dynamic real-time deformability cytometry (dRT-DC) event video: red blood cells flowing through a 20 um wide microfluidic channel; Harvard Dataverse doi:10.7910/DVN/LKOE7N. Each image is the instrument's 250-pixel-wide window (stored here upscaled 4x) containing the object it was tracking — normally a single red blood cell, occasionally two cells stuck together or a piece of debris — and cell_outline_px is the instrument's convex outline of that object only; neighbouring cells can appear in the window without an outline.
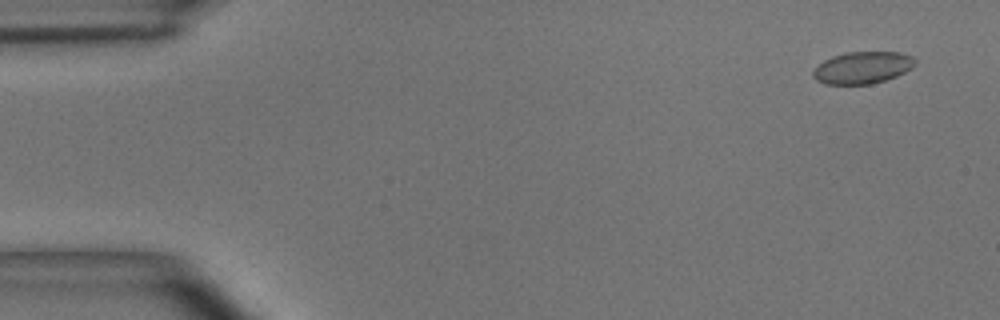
{"species": "common noctule bat (a hibernating species)", "species_latin": "Nyctalus noctula", "temperature_condition": "room temperature", "stored_images_in_passage": 55, "camera_frame_rate_fps": 3000, "um_per_image_px": 0.085, "animal": {"sex": "male", "body_mass_g": 15.6}, "frame": {"image": 1, "passage_image": 3, "time_ms": 0.667, "image_size_px": [1000, 320], "cell_outline_px": [[916, 64], [912, 68], [896, 76], [872, 84], [824, 84], [816, 80], [812, 76], [812, 72], [824, 60], [832, 56], [844, 52], [900, 52], [912, 56], [916, 60]], "centroid_in_image_um": [73.32, 5.74], "position_along_channel_um": 11.7, "area_um2": 19.07}}
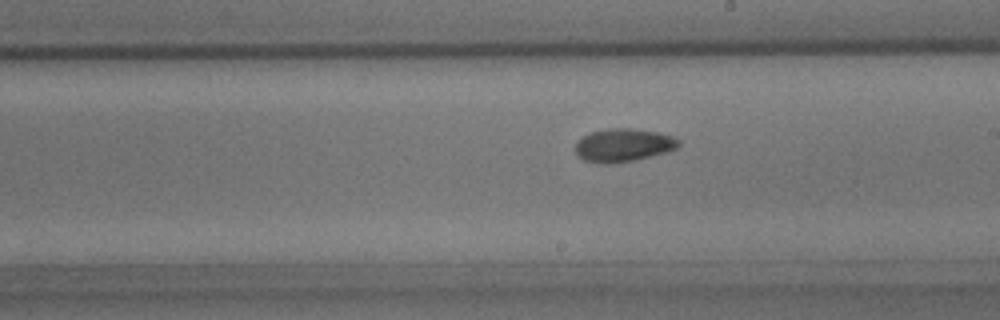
{"frame": {"image": 2, "passage_image": 31, "time_ms": 10.0, "image_size_px": [1000, 320], "cell_outline_px": [[680, 144], [676, 148], [668, 152], [636, 160], [608, 164], [604, 164], [584, 160], [576, 152], [576, 144], [584, 136], [592, 132], [608, 128], [632, 128], [656, 132], [672, 136], [680, 140]], "centroid_in_image_um": [53.02, 12.34], "position_along_channel_um": 236.0, "area_um2": 19.83}}
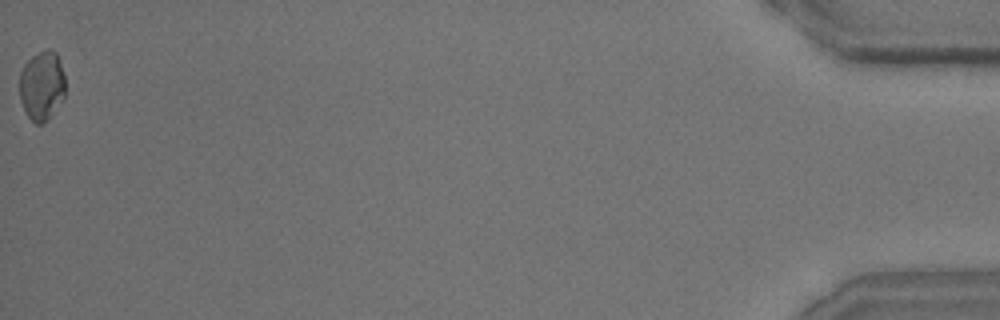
{"frame": {"image": 3, "passage_image": 55, "time_ms": 18.0, "image_size_px": [1000, 320], "cell_outline_px": [[64, 100], [48, 120], [40, 124], [36, 124], [28, 116], [20, 100], [20, 72], [24, 64], [32, 56], [44, 48], [52, 48], [56, 52], [64, 76]], "centroid_in_image_um": [3.57, 7.27], "position_along_channel_um": 431.6, "area_um2": 18.67}, "authors_computed_cell_mechanics": {"area_um2": 19.1896, "velocity_mm_per_s": 3.6374, "shape_relaxation_time_tau1_ms": 4.9111, "shape_relaxation_time_tau2_ms": 1.4974, "deformation_change_tau1": 0.1437, "deformation_change_tau2": 0.0337}}